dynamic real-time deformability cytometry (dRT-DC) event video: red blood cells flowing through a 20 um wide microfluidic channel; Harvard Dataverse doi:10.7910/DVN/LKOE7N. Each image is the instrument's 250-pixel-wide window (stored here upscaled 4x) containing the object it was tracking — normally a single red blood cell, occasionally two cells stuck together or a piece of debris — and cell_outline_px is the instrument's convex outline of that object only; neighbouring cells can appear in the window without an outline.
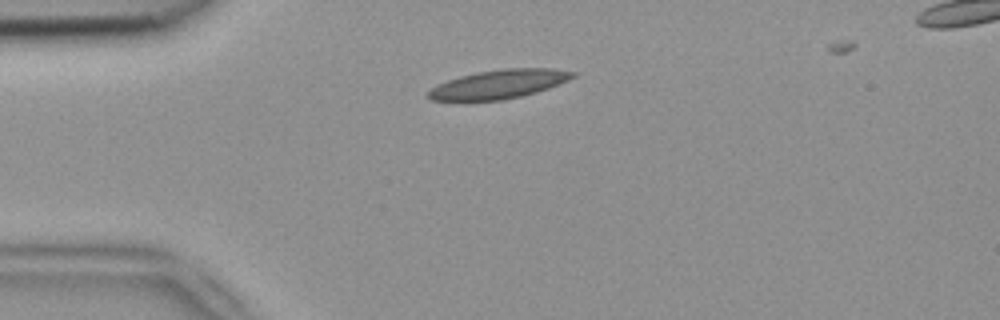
{"species": "common noctule bat (a hibernating species)", "species_latin": "Nyctalus noctula", "temperature_condition": "room temperature", "stored_images_in_passage": 3, "camera_frame_rate_fps": 3000, "um_per_image_px": 0.085, "animal": {"sex": "female", "body_mass_g": 18.4}, "frame": {"image": 1, "passage_image": 1, "time_ms": 0.0, "image_size_px": [1000, 320], "cell_outline_px": [[576, 76], [568, 80], [548, 88], [536, 92], [520, 96], [500, 100], [432, 100], [428, 96], [428, 92], [436, 84], [460, 76], [476, 72], [504, 68], [552, 68], [576, 72]], "centroid_in_image_um": [42.43, 7.14], "position_along_channel_um": 42.6, "area_um2": 24.04}}